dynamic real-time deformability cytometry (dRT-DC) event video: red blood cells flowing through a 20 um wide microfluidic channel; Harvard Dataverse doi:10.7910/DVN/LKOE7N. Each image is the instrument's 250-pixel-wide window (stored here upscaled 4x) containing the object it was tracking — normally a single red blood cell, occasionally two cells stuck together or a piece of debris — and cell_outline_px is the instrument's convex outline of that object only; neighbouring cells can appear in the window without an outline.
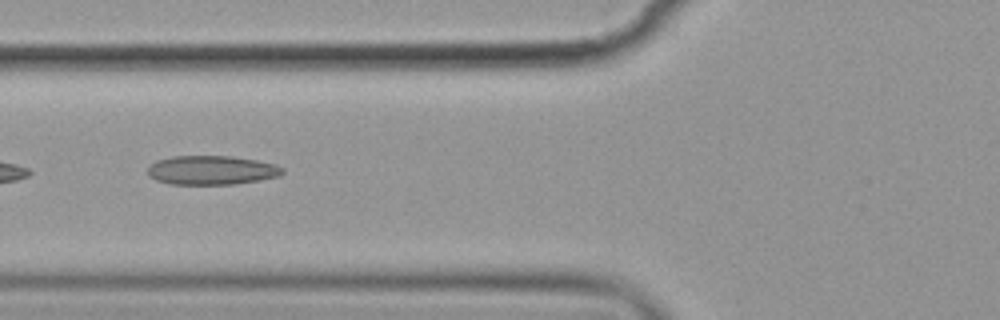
{"species": "common noctule bat (a hibernating species)", "species_latin": "Nyctalus noctula", "temperature_condition": "cold", "stored_images_in_passage": 5, "camera_frame_rate_fps": 3000, "um_per_image_px": 0.085, "animal": {"sex": "female", "body_mass_g": 19.9}, "frame": {"image": 1, "passage_image": 3, "time_ms": 2.333, "image_size_px": [1000, 320], "cell_outline_px": [[284, 172], [280, 176], [260, 180], [232, 184], [168, 184], [156, 180], [148, 176], [148, 164], [156, 160], [172, 156], [232, 156], [256, 160], [276, 164], [284, 168]], "centroid_in_image_um": [17.97, 14.46], "position_along_channel_um": 107.8, "area_um2": 23.06}}
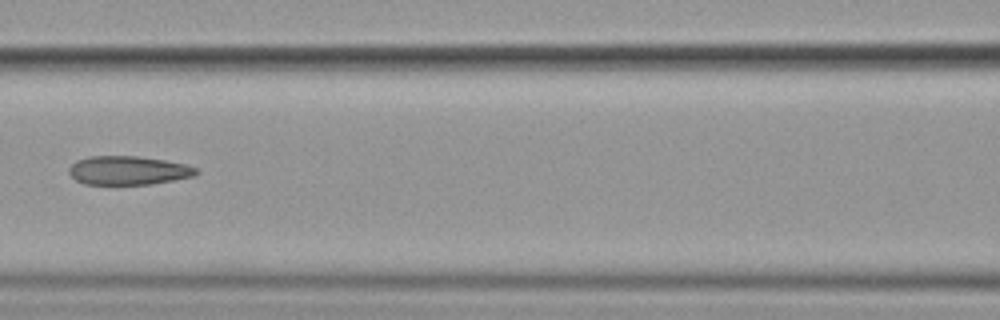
{"frame": {"image": 2, "passage_image": 4, "time_ms": 3.667, "image_size_px": [1000, 320], "cell_outline_px": [[200, 172], [196, 176], [152, 184], [84, 184], [76, 180], [68, 172], [68, 168], [76, 160], [92, 156], [136, 156], [164, 160], [188, 164], [196, 168]], "centroid_in_image_um": [10.93, 14.49], "position_along_channel_um": 155.7, "area_um2": 21.44}}
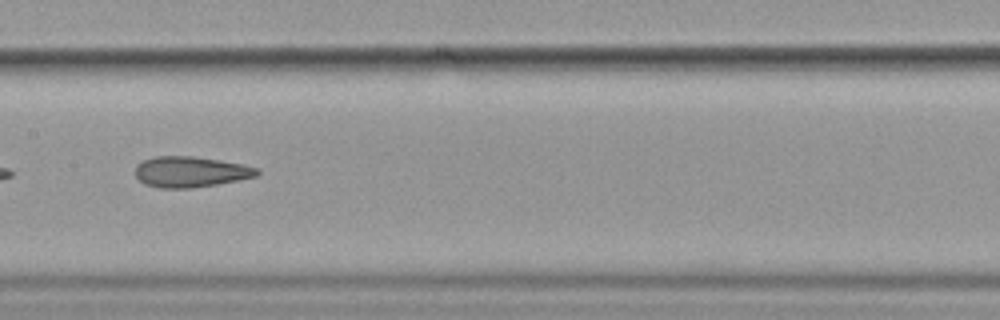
{"frame": {"image": 3, "passage_image": 5, "time_ms": 4.667, "image_size_px": [1000, 320], "cell_outline_px": [[260, 172], [256, 176], [216, 184], [192, 188], [160, 188], [144, 184], [136, 176], [136, 164], [144, 160], [156, 156], [192, 156], [220, 160], [244, 164], [260, 168]], "centroid_in_image_um": [16.2, 14.6], "position_along_channel_um": 191.2, "area_um2": 21.79}}